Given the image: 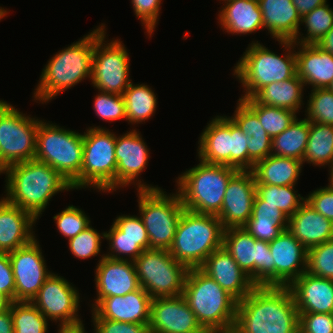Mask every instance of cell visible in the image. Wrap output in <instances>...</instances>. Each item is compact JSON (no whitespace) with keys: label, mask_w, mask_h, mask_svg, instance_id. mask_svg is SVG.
Masks as SVG:
<instances>
[{"label":"cell","mask_w":333,"mask_h":333,"mask_svg":"<svg viewBox=\"0 0 333 333\" xmlns=\"http://www.w3.org/2000/svg\"><path fill=\"white\" fill-rule=\"evenodd\" d=\"M236 333H297L299 311L288 287L256 286L238 302Z\"/></svg>","instance_id":"cell-1"},{"label":"cell","mask_w":333,"mask_h":333,"mask_svg":"<svg viewBox=\"0 0 333 333\" xmlns=\"http://www.w3.org/2000/svg\"><path fill=\"white\" fill-rule=\"evenodd\" d=\"M1 173L7 176L5 199L36 220L55 194L73 189L58 171L36 159L11 165Z\"/></svg>","instance_id":"cell-2"},{"label":"cell","mask_w":333,"mask_h":333,"mask_svg":"<svg viewBox=\"0 0 333 333\" xmlns=\"http://www.w3.org/2000/svg\"><path fill=\"white\" fill-rule=\"evenodd\" d=\"M103 26L104 24H101L82 39L56 53L48 61L34 91V100L42 104L48 103L59 93L83 79L88 77L91 80L96 33Z\"/></svg>","instance_id":"cell-3"},{"label":"cell","mask_w":333,"mask_h":333,"mask_svg":"<svg viewBox=\"0 0 333 333\" xmlns=\"http://www.w3.org/2000/svg\"><path fill=\"white\" fill-rule=\"evenodd\" d=\"M182 295L207 332L233 330L238 301L200 268L188 270Z\"/></svg>","instance_id":"cell-4"},{"label":"cell","mask_w":333,"mask_h":333,"mask_svg":"<svg viewBox=\"0 0 333 333\" xmlns=\"http://www.w3.org/2000/svg\"><path fill=\"white\" fill-rule=\"evenodd\" d=\"M279 43L287 52L283 57L278 56L258 41L249 44L233 70V75L240 80L239 82L246 90L245 95L239 99L252 98L268 84L282 82L297 74L295 43L284 40H279Z\"/></svg>","instance_id":"cell-5"},{"label":"cell","mask_w":333,"mask_h":333,"mask_svg":"<svg viewBox=\"0 0 333 333\" xmlns=\"http://www.w3.org/2000/svg\"><path fill=\"white\" fill-rule=\"evenodd\" d=\"M223 232L216 215L184 209L169 253L188 269L200 268L212 252L222 247Z\"/></svg>","instance_id":"cell-6"},{"label":"cell","mask_w":333,"mask_h":333,"mask_svg":"<svg viewBox=\"0 0 333 333\" xmlns=\"http://www.w3.org/2000/svg\"><path fill=\"white\" fill-rule=\"evenodd\" d=\"M199 161L198 165L178 176L177 192L186 210L217 215L221 210L228 182L237 169Z\"/></svg>","instance_id":"cell-7"},{"label":"cell","mask_w":333,"mask_h":333,"mask_svg":"<svg viewBox=\"0 0 333 333\" xmlns=\"http://www.w3.org/2000/svg\"><path fill=\"white\" fill-rule=\"evenodd\" d=\"M140 217L149 237V249L169 250L185 209L177 190L167 195L160 187L136 180Z\"/></svg>","instance_id":"cell-8"},{"label":"cell","mask_w":333,"mask_h":333,"mask_svg":"<svg viewBox=\"0 0 333 333\" xmlns=\"http://www.w3.org/2000/svg\"><path fill=\"white\" fill-rule=\"evenodd\" d=\"M116 135L104 127L87 128L83 134V163L73 189L93 187L102 192L115 191L117 161Z\"/></svg>","instance_id":"cell-9"},{"label":"cell","mask_w":333,"mask_h":333,"mask_svg":"<svg viewBox=\"0 0 333 333\" xmlns=\"http://www.w3.org/2000/svg\"><path fill=\"white\" fill-rule=\"evenodd\" d=\"M58 171L71 184L83 163V133L39 121L35 158Z\"/></svg>","instance_id":"cell-10"},{"label":"cell","mask_w":333,"mask_h":333,"mask_svg":"<svg viewBox=\"0 0 333 333\" xmlns=\"http://www.w3.org/2000/svg\"><path fill=\"white\" fill-rule=\"evenodd\" d=\"M134 264L140 287L152 299L178 296L183 293L189 269L176 261L169 250L146 249Z\"/></svg>","instance_id":"cell-11"},{"label":"cell","mask_w":333,"mask_h":333,"mask_svg":"<svg viewBox=\"0 0 333 333\" xmlns=\"http://www.w3.org/2000/svg\"><path fill=\"white\" fill-rule=\"evenodd\" d=\"M222 246L256 286H274L269 242L255 239L244 227H231L224 229Z\"/></svg>","instance_id":"cell-12"},{"label":"cell","mask_w":333,"mask_h":333,"mask_svg":"<svg viewBox=\"0 0 333 333\" xmlns=\"http://www.w3.org/2000/svg\"><path fill=\"white\" fill-rule=\"evenodd\" d=\"M39 121L10 104L0 113V174L35 158Z\"/></svg>","instance_id":"cell-13"},{"label":"cell","mask_w":333,"mask_h":333,"mask_svg":"<svg viewBox=\"0 0 333 333\" xmlns=\"http://www.w3.org/2000/svg\"><path fill=\"white\" fill-rule=\"evenodd\" d=\"M105 30L104 25L96 33L91 81L98 91L123 95L131 83L129 54L119 39L106 42Z\"/></svg>","instance_id":"cell-14"},{"label":"cell","mask_w":333,"mask_h":333,"mask_svg":"<svg viewBox=\"0 0 333 333\" xmlns=\"http://www.w3.org/2000/svg\"><path fill=\"white\" fill-rule=\"evenodd\" d=\"M78 290L64 277L52 273L44 282L31 303L51 321L58 322L59 329H75L84 324L78 316L80 304Z\"/></svg>","instance_id":"cell-15"},{"label":"cell","mask_w":333,"mask_h":333,"mask_svg":"<svg viewBox=\"0 0 333 333\" xmlns=\"http://www.w3.org/2000/svg\"><path fill=\"white\" fill-rule=\"evenodd\" d=\"M41 251L34 238L29 244L8 253L15 280V301L31 302L52 274L46 268Z\"/></svg>","instance_id":"cell-16"},{"label":"cell","mask_w":333,"mask_h":333,"mask_svg":"<svg viewBox=\"0 0 333 333\" xmlns=\"http://www.w3.org/2000/svg\"><path fill=\"white\" fill-rule=\"evenodd\" d=\"M256 196L255 177L251 170H237L230 178L220 212L216 215L224 229L243 227L252 216Z\"/></svg>","instance_id":"cell-17"},{"label":"cell","mask_w":333,"mask_h":333,"mask_svg":"<svg viewBox=\"0 0 333 333\" xmlns=\"http://www.w3.org/2000/svg\"><path fill=\"white\" fill-rule=\"evenodd\" d=\"M149 333H209L198 322L183 295L151 301Z\"/></svg>","instance_id":"cell-18"},{"label":"cell","mask_w":333,"mask_h":333,"mask_svg":"<svg viewBox=\"0 0 333 333\" xmlns=\"http://www.w3.org/2000/svg\"><path fill=\"white\" fill-rule=\"evenodd\" d=\"M269 247L274 258V286L288 287L306 272L307 249L287 229L269 242Z\"/></svg>","instance_id":"cell-19"},{"label":"cell","mask_w":333,"mask_h":333,"mask_svg":"<svg viewBox=\"0 0 333 333\" xmlns=\"http://www.w3.org/2000/svg\"><path fill=\"white\" fill-rule=\"evenodd\" d=\"M95 271L97 298L92 308L103 298L124 296L140 288L133 261L111 259L103 254Z\"/></svg>","instance_id":"cell-20"},{"label":"cell","mask_w":333,"mask_h":333,"mask_svg":"<svg viewBox=\"0 0 333 333\" xmlns=\"http://www.w3.org/2000/svg\"><path fill=\"white\" fill-rule=\"evenodd\" d=\"M151 301L142 287L124 296L106 297L92 309V319L149 324Z\"/></svg>","instance_id":"cell-21"},{"label":"cell","mask_w":333,"mask_h":333,"mask_svg":"<svg viewBox=\"0 0 333 333\" xmlns=\"http://www.w3.org/2000/svg\"><path fill=\"white\" fill-rule=\"evenodd\" d=\"M149 150L142 136L135 129L127 131L124 135L116 136L115 158L117 161L116 188L135 184L139 174L147 166Z\"/></svg>","instance_id":"cell-22"},{"label":"cell","mask_w":333,"mask_h":333,"mask_svg":"<svg viewBox=\"0 0 333 333\" xmlns=\"http://www.w3.org/2000/svg\"><path fill=\"white\" fill-rule=\"evenodd\" d=\"M200 269L238 302L256 287L223 246L212 252Z\"/></svg>","instance_id":"cell-23"},{"label":"cell","mask_w":333,"mask_h":333,"mask_svg":"<svg viewBox=\"0 0 333 333\" xmlns=\"http://www.w3.org/2000/svg\"><path fill=\"white\" fill-rule=\"evenodd\" d=\"M36 219L17 205L0 199V253H10L29 244L34 238Z\"/></svg>","instance_id":"cell-24"},{"label":"cell","mask_w":333,"mask_h":333,"mask_svg":"<svg viewBox=\"0 0 333 333\" xmlns=\"http://www.w3.org/2000/svg\"><path fill=\"white\" fill-rule=\"evenodd\" d=\"M290 289L299 312L333 313V280L303 273Z\"/></svg>","instance_id":"cell-25"},{"label":"cell","mask_w":333,"mask_h":333,"mask_svg":"<svg viewBox=\"0 0 333 333\" xmlns=\"http://www.w3.org/2000/svg\"><path fill=\"white\" fill-rule=\"evenodd\" d=\"M287 230L307 250L333 239V222L306 201L288 217Z\"/></svg>","instance_id":"cell-26"},{"label":"cell","mask_w":333,"mask_h":333,"mask_svg":"<svg viewBox=\"0 0 333 333\" xmlns=\"http://www.w3.org/2000/svg\"><path fill=\"white\" fill-rule=\"evenodd\" d=\"M297 75L313 89L328 88L333 80V55L316 44L295 43ZM299 46V47H298Z\"/></svg>","instance_id":"cell-27"},{"label":"cell","mask_w":333,"mask_h":333,"mask_svg":"<svg viewBox=\"0 0 333 333\" xmlns=\"http://www.w3.org/2000/svg\"><path fill=\"white\" fill-rule=\"evenodd\" d=\"M198 144L201 161L231 167V118L225 115L212 118Z\"/></svg>","instance_id":"cell-28"},{"label":"cell","mask_w":333,"mask_h":333,"mask_svg":"<svg viewBox=\"0 0 333 333\" xmlns=\"http://www.w3.org/2000/svg\"><path fill=\"white\" fill-rule=\"evenodd\" d=\"M263 28L277 41H294L300 32L301 16L292 0H258Z\"/></svg>","instance_id":"cell-29"},{"label":"cell","mask_w":333,"mask_h":333,"mask_svg":"<svg viewBox=\"0 0 333 333\" xmlns=\"http://www.w3.org/2000/svg\"><path fill=\"white\" fill-rule=\"evenodd\" d=\"M219 11L221 28L231 34L254 33L263 28L262 12L258 0H225Z\"/></svg>","instance_id":"cell-30"},{"label":"cell","mask_w":333,"mask_h":333,"mask_svg":"<svg viewBox=\"0 0 333 333\" xmlns=\"http://www.w3.org/2000/svg\"><path fill=\"white\" fill-rule=\"evenodd\" d=\"M303 162L289 157L269 155L259 160L251 170L255 183L263 185L289 186L296 185L302 171Z\"/></svg>","instance_id":"cell-31"},{"label":"cell","mask_w":333,"mask_h":333,"mask_svg":"<svg viewBox=\"0 0 333 333\" xmlns=\"http://www.w3.org/2000/svg\"><path fill=\"white\" fill-rule=\"evenodd\" d=\"M305 84L296 74L282 82H273L261 88L252 98L259 104L285 108L298 113Z\"/></svg>","instance_id":"cell-32"},{"label":"cell","mask_w":333,"mask_h":333,"mask_svg":"<svg viewBox=\"0 0 333 333\" xmlns=\"http://www.w3.org/2000/svg\"><path fill=\"white\" fill-rule=\"evenodd\" d=\"M310 130L306 118L296 120L279 135L272 138L271 155L295 158L303 161Z\"/></svg>","instance_id":"cell-33"},{"label":"cell","mask_w":333,"mask_h":333,"mask_svg":"<svg viewBox=\"0 0 333 333\" xmlns=\"http://www.w3.org/2000/svg\"><path fill=\"white\" fill-rule=\"evenodd\" d=\"M302 162L318 167H329L333 164V126L310 121L308 142Z\"/></svg>","instance_id":"cell-34"},{"label":"cell","mask_w":333,"mask_h":333,"mask_svg":"<svg viewBox=\"0 0 333 333\" xmlns=\"http://www.w3.org/2000/svg\"><path fill=\"white\" fill-rule=\"evenodd\" d=\"M127 121L141 123L148 120L157 107V97L154 91L146 84H133L124 91Z\"/></svg>","instance_id":"cell-35"},{"label":"cell","mask_w":333,"mask_h":333,"mask_svg":"<svg viewBox=\"0 0 333 333\" xmlns=\"http://www.w3.org/2000/svg\"><path fill=\"white\" fill-rule=\"evenodd\" d=\"M241 100L257 115L271 139L288 128L297 118L296 112L289 109L259 104L253 98Z\"/></svg>","instance_id":"cell-36"},{"label":"cell","mask_w":333,"mask_h":333,"mask_svg":"<svg viewBox=\"0 0 333 333\" xmlns=\"http://www.w3.org/2000/svg\"><path fill=\"white\" fill-rule=\"evenodd\" d=\"M256 184V194L264 201V205L278 207L288 217L292 216L306 201L294 189V185L276 186ZM297 193V194H296Z\"/></svg>","instance_id":"cell-37"},{"label":"cell","mask_w":333,"mask_h":333,"mask_svg":"<svg viewBox=\"0 0 333 333\" xmlns=\"http://www.w3.org/2000/svg\"><path fill=\"white\" fill-rule=\"evenodd\" d=\"M14 333H47L48 321L37 307L27 301L10 302Z\"/></svg>","instance_id":"cell-38"},{"label":"cell","mask_w":333,"mask_h":333,"mask_svg":"<svg viewBox=\"0 0 333 333\" xmlns=\"http://www.w3.org/2000/svg\"><path fill=\"white\" fill-rule=\"evenodd\" d=\"M301 24L307 29L306 37L298 33L293 42L317 44L333 27V9L327 3L316 7L301 17Z\"/></svg>","instance_id":"cell-39"},{"label":"cell","mask_w":333,"mask_h":333,"mask_svg":"<svg viewBox=\"0 0 333 333\" xmlns=\"http://www.w3.org/2000/svg\"><path fill=\"white\" fill-rule=\"evenodd\" d=\"M105 238L140 239V247L149 249V237L140 216L120 215L116 217Z\"/></svg>","instance_id":"cell-40"},{"label":"cell","mask_w":333,"mask_h":333,"mask_svg":"<svg viewBox=\"0 0 333 333\" xmlns=\"http://www.w3.org/2000/svg\"><path fill=\"white\" fill-rule=\"evenodd\" d=\"M309 96L305 111L306 119L333 126V91L328 88H317L311 90Z\"/></svg>","instance_id":"cell-41"},{"label":"cell","mask_w":333,"mask_h":333,"mask_svg":"<svg viewBox=\"0 0 333 333\" xmlns=\"http://www.w3.org/2000/svg\"><path fill=\"white\" fill-rule=\"evenodd\" d=\"M306 272L333 280V239L307 250Z\"/></svg>","instance_id":"cell-42"},{"label":"cell","mask_w":333,"mask_h":333,"mask_svg":"<svg viewBox=\"0 0 333 333\" xmlns=\"http://www.w3.org/2000/svg\"><path fill=\"white\" fill-rule=\"evenodd\" d=\"M60 234L71 239L90 226V219L84 211L69 205L62 212L53 217Z\"/></svg>","instance_id":"cell-43"},{"label":"cell","mask_w":333,"mask_h":333,"mask_svg":"<svg viewBox=\"0 0 333 333\" xmlns=\"http://www.w3.org/2000/svg\"><path fill=\"white\" fill-rule=\"evenodd\" d=\"M101 238L105 233H98L91 225L68 240L69 250L79 259H87L100 253Z\"/></svg>","instance_id":"cell-44"},{"label":"cell","mask_w":333,"mask_h":333,"mask_svg":"<svg viewBox=\"0 0 333 333\" xmlns=\"http://www.w3.org/2000/svg\"><path fill=\"white\" fill-rule=\"evenodd\" d=\"M94 110L105 121L112 122L122 118L127 120L123 95L99 91L94 100Z\"/></svg>","instance_id":"cell-45"},{"label":"cell","mask_w":333,"mask_h":333,"mask_svg":"<svg viewBox=\"0 0 333 333\" xmlns=\"http://www.w3.org/2000/svg\"><path fill=\"white\" fill-rule=\"evenodd\" d=\"M234 115L230 118L248 137L268 135L259 122L257 115L241 100H238Z\"/></svg>","instance_id":"cell-46"},{"label":"cell","mask_w":333,"mask_h":333,"mask_svg":"<svg viewBox=\"0 0 333 333\" xmlns=\"http://www.w3.org/2000/svg\"><path fill=\"white\" fill-rule=\"evenodd\" d=\"M248 136L231 119V167L248 170Z\"/></svg>","instance_id":"cell-47"},{"label":"cell","mask_w":333,"mask_h":333,"mask_svg":"<svg viewBox=\"0 0 333 333\" xmlns=\"http://www.w3.org/2000/svg\"><path fill=\"white\" fill-rule=\"evenodd\" d=\"M302 333H333V313L299 312Z\"/></svg>","instance_id":"cell-48"},{"label":"cell","mask_w":333,"mask_h":333,"mask_svg":"<svg viewBox=\"0 0 333 333\" xmlns=\"http://www.w3.org/2000/svg\"><path fill=\"white\" fill-rule=\"evenodd\" d=\"M161 1L162 0H131L134 13L136 17L141 20L149 37L153 34L158 22L157 19H159Z\"/></svg>","instance_id":"cell-49"},{"label":"cell","mask_w":333,"mask_h":333,"mask_svg":"<svg viewBox=\"0 0 333 333\" xmlns=\"http://www.w3.org/2000/svg\"><path fill=\"white\" fill-rule=\"evenodd\" d=\"M109 240V249L111 252L105 254V257L116 260L135 261L144 251L140 247V239L130 238H105ZM127 255L129 258H124L122 255ZM121 255V256H120Z\"/></svg>","instance_id":"cell-50"},{"label":"cell","mask_w":333,"mask_h":333,"mask_svg":"<svg viewBox=\"0 0 333 333\" xmlns=\"http://www.w3.org/2000/svg\"><path fill=\"white\" fill-rule=\"evenodd\" d=\"M94 333H149V324L93 319Z\"/></svg>","instance_id":"cell-51"},{"label":"cell","mask_w":333,"mask_h":333,"mask_svg":"<svg viewBox=\"0 0 333 333\" xmlns=\"http://www.w3.org/2000/svg\"><path fill=\"white\" fill-rule=\"evenodd\" d=\"M250 219H265L277 223L283 230L288 227V216L278 207L264 205V201L256 194Z\"/></svg>","instance_id":"cell-52"},{"label":"cell","mask_w":333,"mask_h":333,"mask_svg":"<svg viewBox=\"0 0 333 333\" xmlns=\"http://www.w3.org/2000/svg\"><path fill=\"white\" fill-rule=\"evenodd\" d=\"M243 227L255 239L266 242H271L283 231L277 223L265 219H249Z\"/></svg>","instance_id":"cell-53"},{"label":"cell","mask_w":333,"mask_h":333,"mask_svg":"<svg viewBox=\"0 0 333 333\" xmlns=\"http://www.w3.org/2000/svg\"><path fill=\"white\" fill-rule=\"evenodd\" d=\"M308 202L318 213L333 222V189L329 186L318 188L307 195Z\"/></svg>","instance_id":"cell-54"},{"label":"cell","mask_w":333,"mask_h":333,"mask_svg":"<svg viewBox=\"0 0 333 333\" xmlns=\"http://www.w3.org/2000/svg\"><path fill=\"white\" fill-rule=\"evenodd\" d=\"M272 139L269 135L248 137V170H252L254 164L271 155Z\"/></svg>","instance_id":"cell-55"},{"label":"cell","mask_w":333,"mask_h":333,"mask_svg":"<svg viewBox=\"0 0 333 333\" xmlns=\"http://www.w3.org/2000/svg\"><path fill=\"white\" fill-rule=\"evenodd\" d=\"M0 293L15 301V280L8 253H0Z\"/></svg>","instance_id":"cell-56"},{"label":"cell","mask_w":333,"mask_h":333,"mask_svg":"<svg viewBox=\"0 0 333 333\" xmlns=\"http://www.w3.org/2000/svg\"><path fill=\"white\" fill-rule=\"evenodd\" d=\"M326 0H292V3L297 8V11L301 17L308 14L316 7L324 5Z\"/></svg>","instance_id":"cell-57"},{"label":"cell","mask_w":333,"mask_h":333,"mask_svg":"<svg viewBox=\"0 0 333 333\" xmlns=\"http://www.w3.org/2000/svg\"><path fill=\"white\" fill-rule=\"evenodd\" d=\"M11 308L8 306L0 310V333H14Z\"/></svg>","instance_id":"cell-58"},{"label":"cell","mask_w":333,"mask_h":333,"mask_svg":"<svg viewBox=\"0 0 333 333\" xmlns=\"http://www.w3.org/2000/svg\"><path fill=\"white\" fill-rule=\"evenodd\" d=\"M316 45L333 55V27Z\"/></svg>","instance_id":"cell-59"},{"label":"cell","mask_w":333,"mask_h":333,"mask_svg":"<svg viewBox=\"0 0 333 333\" xmlns=\"http://www.w3.org/2000/svg\"><path fill=\"white\" fill-rule=\"evenodd\" d=\"M85 327L75 328V329H59L58 333H87L85 332Z\"/></svg>","instance_id":"cell-60"},{"label":"cell","mask_w":333,"mask_h":333,"mask_svg":"<svg viewBox=\"0 0 333 333\" xmlns=\"http://www.w3.org/2000/svg\"><path fill=\"white\" fill-rule=\"evenodd\" d=\"M10 304V301L0 293V310L8 307Z\"/></svg>","instance_id":"cell-61"},{"label":"cell","mask_w":333,"mask_h":333,"mask_svg":"<svg viewBox=\"0 0 333 333\" xmlns=\"http://www.w3.org/2000/svg\"><path fill=\"white\" fill-rule=\"evenodd\" d=\"M329 187L333 189V164L330 166Z\"/></svg>","instance_id":"cell-62"},{"label":"cell","mask_w":333,"mask_h":333,"mask_svg":"<svg viewBox=\"0 0 333 333\" xmlns=\"http://www.w3.org/2000/svg\"><path fill=\"white\" fill-rule=\"evenodd\" d=\"M9 105L6 101L0 100V113Z\"/></svg>","instance_id":"cell-63"},{"label":"cell","mask_w":333,"mask_h":333,"mask_svg":"<svg viewBox=\"0 0 333 333\" xmlns=\"http://www.w3.org/2000/svg\"><path fill=\"white\" fill-rule=\"evenodd\" d=\"M7 14H8V11L5 10L4 8H1V6H0V19H2Z\"/></svg>","instance_id":"cell-64"},{"label":"cell","mask_w":333,"mask_h":333,"mask_svg":"<svg viewBox=\"0 0 333 333\" xmlns=\"http://www.w3.org/2000/svg\"><path fill=\"white\" fill-rule=\"evenodd\" d=\"M209 333H236L234 330L231 331H220V332H209Z\"/></svg>","instance_id":"cell-65"},{"label":"cell","mask_w":333,"mask_h":333,"mask_svg":"<svg viewBox=\"0 0 333 333\" xmlns=\"http://www.w3.org/2000/svg\"><path fill=\"white\" fill-rule=\"evenodd\" d=\"M328 89L333 91V80H332L331 84L329 85Z\"/></svg>","instance_id":"cell-66"}]
</instances>
